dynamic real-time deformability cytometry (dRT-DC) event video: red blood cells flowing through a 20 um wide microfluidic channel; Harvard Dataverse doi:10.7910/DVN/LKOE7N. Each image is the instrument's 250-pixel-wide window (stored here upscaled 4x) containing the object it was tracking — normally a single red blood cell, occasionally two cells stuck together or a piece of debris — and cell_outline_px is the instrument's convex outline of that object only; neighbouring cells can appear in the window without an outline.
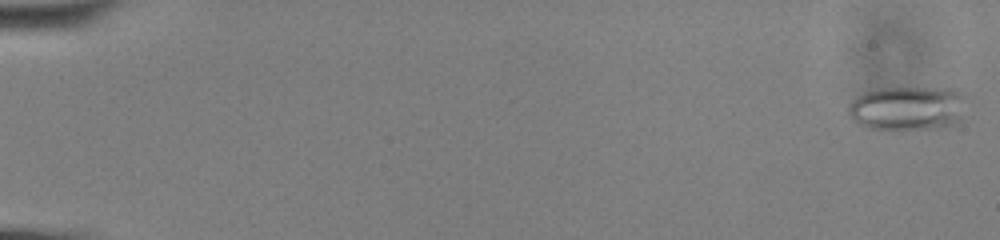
{"species": "common noctule bat (a hibernating species)", "species_latin": "Nyctalus noctula", "temperature_condition": "cold", "stored_images_in_passage": 59, "camera_frame_rate_fps": 3000, "um_per_image_px": 0.085, "animal": {"sex": "male", "body_mass_g": 13.0, "forearm_length_mm": 53.1}, "frame": {"image": 1, "passage_image": 2, "time_ms": 0.333, "image_size_px": [1000, 240], "cell_outline_px": [[964, 96], [960, 120], [956, 124], [944, 128], [904, 132], [888, 132], [864, 128], [856, 124], [848, 116], [848, 104], [856, 96], [864, 92], [876, 88], [952, 88], [964, 92]], "centroid_in_image_um": [77.08, 9.26], "position_along_channel_um": 7.9, "area_um2": 32.02}}
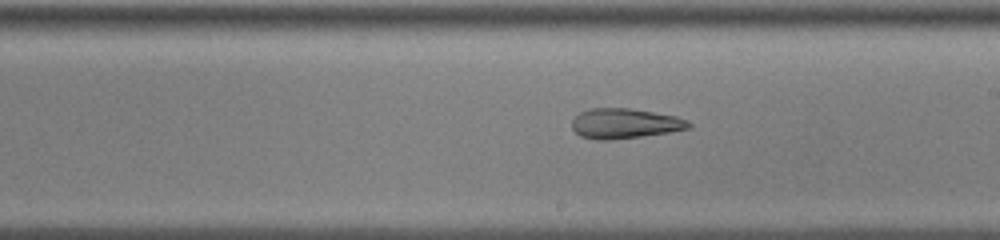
{"frame": {"image": 2, "passage_image": 36, "time_ms": 11.667, "image_size_px": [1000, 240], "cell_outline_px": [[692, 124], [688, 128], [668, 132], [640, 136], [608, 140], [596, 140], [580, 136], [572, 128], [572, 120], [580, 112], [592, 108], [628, 108], [676, 116], [688, 120]], "centroid_in_image_um": [53.08, 10.49], "position_along_channel_um": 235.9, "area_um2": 20.23}}
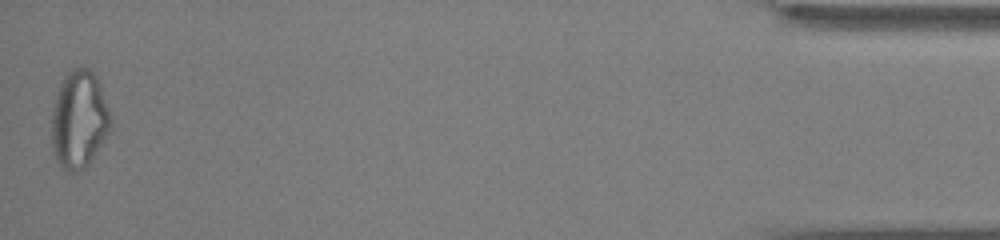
{"frame": {"image": 3, "passage_image": 59, "time_ms": 19.333, "image_size_px": [1000, 240], "cell_outline_px": [[112, 128], [88, 164], [84, 168], [76, 172], [68, 172], [60, 168], [52, 152], [52, 108], [60, 84], [64, 76], [72, 68], [88, 68], [96, 76], [100, 84], [112, 116]], "centroid_in_image_um": [6.73, 10.18], "position_along_channel_um": 428.5, "area_um2": 33.93}, "authors_computed_cell_mechanics": {"area_um2": 26.877, "velocity_mm_per_s": 3.5943, "shape_relaxation_time_tau1_ms": null, "shape_relaxation_time_tau2_ms": 4.1327, "deformation_change_tau1": null, "deformation_change_tau2": 0.139}}